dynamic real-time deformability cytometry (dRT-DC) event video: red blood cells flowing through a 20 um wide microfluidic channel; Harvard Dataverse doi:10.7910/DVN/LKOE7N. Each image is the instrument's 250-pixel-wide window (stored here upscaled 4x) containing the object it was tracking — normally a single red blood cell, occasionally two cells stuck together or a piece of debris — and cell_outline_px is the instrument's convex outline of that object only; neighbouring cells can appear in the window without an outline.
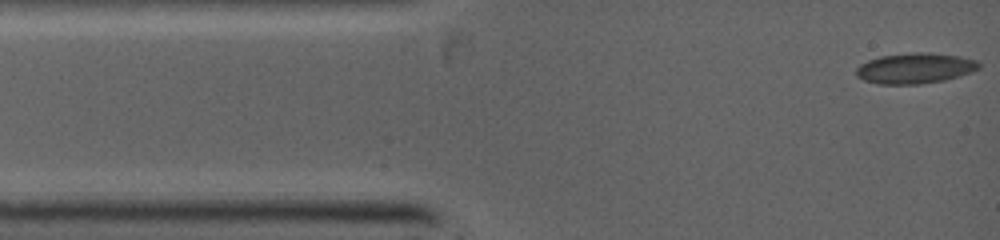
{"species": "common noctule bat (a hibernating species)", "species_latin": "Nyctalus noctula", "temperature_condition": "warm", "stored_images_in_passage": 7, "camera_frame_rate_fps": 5000, "um_per_image_px": 0.085, "animal": {"sex": "female", "body_mass_g": 19.0, "forearm_length_mm": 53.3}, "frame": {"image": 1, "passage_image": 1, "time_ms": 0.0, "image_size_px": [1000, 240], "cell_outline_px": [[980, 68], [972, 72], [960, 76], [944, 80], [920, 84], [880, 84], [864, 80], [856, 76], [856, 68], [860, 64], [868, 60], [880, 56], [912, 52], [928, 52], [960, 56], [980, 60]], "centroid_in_image_um": [77.81, 5.79], "position_along_channel_um": 7.2, "area_um2": 22.08}}